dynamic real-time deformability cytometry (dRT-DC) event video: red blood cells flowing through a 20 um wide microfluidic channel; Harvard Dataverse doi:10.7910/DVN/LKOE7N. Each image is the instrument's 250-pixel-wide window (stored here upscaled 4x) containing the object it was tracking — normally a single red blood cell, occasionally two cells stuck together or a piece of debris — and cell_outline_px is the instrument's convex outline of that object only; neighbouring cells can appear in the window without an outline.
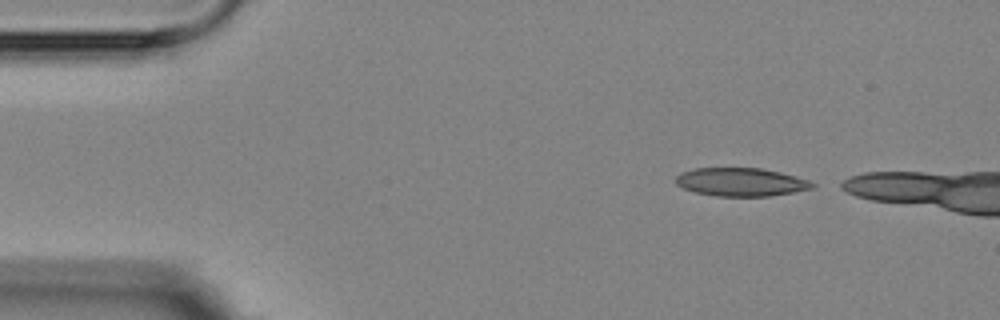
{"species": "Egyptian fruit bat (a non-hibernating species)", "species_latin": "Rousettus aegyptiacus", "temperature_condition": "room temperature", "stored_images_in_passage": 3, "camera_frame_rate_fps": 3000, "um_per_image_px": 0.085, "animal": {"sex": "female"}, "frame": {"image": 1, "passage_image": 1, "time_ms": 0.0, "image_size_px": [1000, 320], "cell_outline_px": [[816, 188], [772, 196], [716, 196], [696, 192], [684, 188], [676, 184], [676, 176], [680, 172], [696, 168], [760, 168], [780, 172], [808, 180], [816, 184]], "centroid_in_image_um": [63.01, 15.47], "position_along_channel_um": 22.0, "area_um2": 22.54}}